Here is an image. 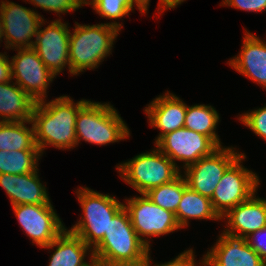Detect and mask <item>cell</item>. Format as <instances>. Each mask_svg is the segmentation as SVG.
<instances>
[{
  "mask_svg": "<svg viewBox=\"0 0 266 266\" xmlns=\"http://www.w3.org/2000/svg\"><path fill=\"white\" fill-rule=\"evenodd\" d=\"M89 100L74 102L69 96H60L46 102H36L32 112L35 143L43 154L45 147L70 149L77 146L75 124L78 111Z\"/></svg>",
  "mask_w": 266,
  "mask_h": 266,
  "instance_id": "6da1fadb",
  "label": "cell"
},
{
  "mask_svg": "<svg viewBox=\"0 0 266 266\" xmlns=\"http://www.w3.org/2000/svg\"><path fill=\"white\" fill-rule=\"evenodd\" d=\"M96 266H151L150 248L138 237L123 207L92 249Z\"/></svg>",
  "mask_w": 266,
  "mask_h": 266,
  "instance_id": "7a4b0ae2",
  "label": "cell"
},
{
  "mask_svg": "<svg viewBox=\"0 0 266 266\" xmlns=\"http://www.w3.org/2000/svg\"><path fill=\"white\" fill-rule=\"evenodd\" d=\"M75 23L74 32H70L69 39L71 75L98 68L100 62L112 52L113 42L123 27L116 21L96 25Z\"/></svg>",
  "mask_w": 266,
  "mask_h": 266,
  "instance_id": "3957f363",
  "label": "cell"
},
{
  "mask_svg": "<svg viewBox=\"0 0 266 266\" xmlns=\"http://www.w3.org/2000/svg\"><path fill=\"white\" fill-rule=\"evenodd\" d=\"M75 131L77 145L81 139L102 146L130 136V129L111 104L93 101L78 111Z\"/></svg>",
  "mask_w": 266,
  "mask_h": 266,
  "instance_id": "277c9868",
  "label": "cell"
},
{
  "mask_svg": "<svg viewBox=\"0 0 266 266\" xmlns=\"http://www.w3.org/2000/svg\"><path fill=\"white\" fill-rule=\"evenodd\" d=\"M76 194L84 214L69 231L93 249L103 239L110 221L124 207V203L88 187L78 188Z\"/></svg>",
  "mask_w": 266,
  "mask_h": 266,
  "instance_id": "5b68a950",
  "label": "cell"
},
{
  "mask_svg": "<svg viewBox=\"0 0 266 266\" xmlns=\"http://www.w3.org/2000/svg\"><path fill=\"white\" fill-rule=\"evenodd\" d=\"M120 177L140 194L174 180L181 171L157 147L117 165Z\"/></svg>",
  "mask_w": 266,
  "mask_h": 266,
  "instance_id": "8992f818",
  "label": "cell"
},
{
  "mask_svg": "<svg viewBox=\"0 0 266 266\" xmlns=\"http://www.w3.org/2000/svg\"><path fill=\"white\" fill-rule=\"evenodd\" d=\"M242 154L224 173L211 199L213 209L222 218L230 209L249 199L260 185L259 177L241 163Z\"/></svg>",
  "mask_w": 266,
  "mask_h": 266,
  "instance_id": "52a82bcc",
  "label": "cell"
},
{
  "mask_svg": "<svg viewBox=\"0 0 266 266\" xmlns=\"http://www.w3.org/2000/svg\"><path fill=\"white\" fill-rule=\"evenodd\" d=\"M125 200L127 203L123 205L129 214L132 226L147 247L150 248L149 237L161 236L181 229L172 211L154 204L145 194Z\"/></svg>",
  "mask_w": 266,
  "mask_h": 266,
  "instance_id": "ba28073f",
  "label": "cell"
},
{
  "mask_svg": "<svg viewBox=\"0 0 266 266\" xmlns=\"http://www.w3.org/2000/svg\"><path fill=\"white\" fill-rule=\"evenodd\" d=\"M234 147L221 146L212 154L189 165L182 175L189 188L211 198L226 170L242 155Z\"/></svg>",
  "mask_w": 266,
  "mask_h": 266,
  "instance_id": "9c48e42d",
  "label": "cell"
},
{
  "mask_svg": "<svg viewBox=\"0 0 266 266\" xmlns=\"http://www.w3.org/2000/svg\"><path fill=\"white\" fill-rule=\"evenodd\" d=\"M16 50L17 54L10 60L12 80L35 102L46 100V91L56 75L44 65L32 47Z\"/></svg>",
  "mask_w": 266,
  "mask_h": 266,
  "instance_id": "30bf717a",
  "label": "cell"
},
{
  "mask_svg": "<svg viewBox=\"0 0 266 266\" xmlns=\"http://www.w3.org/2000/svg\"><path fill=\"white\" fill-rule=\"evenodd\" d=\"M155 145L173 161L179 170L176 160L184 163V169L219 148L210 137L185 127L165 134Z\"/></svg>",
  "mask_w": 266,
  "mask_h": 266,
  "instance_id": "8fae6325",
  "label": "cell"
},
{
  "mask_svg": "<svg viewBox=\"0 0 266 266\" xmlns=\"http://www.w3.org/2000/svg\"><path fill=\"white\" fill-rule=\"evenodd\" d=\"M0 16L3 24V38L7 49L31 48L39 27L44 20L36 11L14 2L1 1ZM32 38V39H31Z\"/></svg>",
  "mask_w": 266,
  "mask_h": 266,
  "instance_id": "7c38bea8",
  "label": "cell"
},
{
  "mask_svg": "<svg viewBox=\"0 0 266 266\" xmlns=\"http://www.w3.org/2000/svg\"><path fill=\"white\" fill-rule=\"evenodd\" d=\"M12 208L32 243L41 248L49 245L66 229L52 205L26 204Z\"/></svg>",
  "mask_w": 266,
  "mask_h": 266,
  "instance_id": "4fadbf2b",
  "label": "cell"
},
{
  "mask_svg": "<svg viewBox=\"0 0 266 266\" xmlns=\"http://www.w3.org/2000/svg\"><path fill=\"white\" fill-rule=\"evenodd\" d=\"M42 21L37 32L33 49L36 51L44 65L56 76L68 66L69 60V39L70 29L68 23L61 22V19L51 21L47 27H43Z\"/></svg>",
  "mask_w": 266,
  "mask_h": 266,
  "instance_id": "5bb4252c",
  "label": "cell"
},
{
  "mask_svg": "<svg viewBox=\"0 0 266 266\" xmlns=\"http://www.w3.org/2000/svg\"><path fill=\"white\" fill-rule=\"evenodd\" d=\"M200 262L202 266H266V262L246 241V237L223 230L212 249Z\"/></svg>",
  "mask_w": 266,
  "mask_h": 266,
  "instance_id": "9a60e30c",
  "label": "cell"
},
{
  "mask_svg": "<svg viewBox=\"0 0 266 266\" xmlns=\"http://www.w3.org/2000/svg\"><path fill=\"white\" fill-rule=\"evenodd\" d=\"M144 109L150 126L161 131L154 143L165 134L184 127L187 105L169 91L153 99Z\"/></svg>",
  "mask_w": 266,
  "mask_h": 266,
  "instance_id": "2e32d148",
  "label": "cell"
},
{
  "mask_svg": "<svg viewBox=\"0 0 266 266\" xmlns=\"http://www.w3.org/2000/svg\"><path fill=\"white\" fill-rule=\"evenodd\" d=\"M38 170L20 175L0 174V186L10 198L12 206L52 205L45 185L40 182Z\"/></svg>",
  "mask_w": 266,
  "mask_h": 266,
  "instance_id": "e0dca14e",
  "label": "cell"
},
{
  "mask_svg": "<svg viewBox=\"0 0 266 266\" xmlns=\"http://www.w3.org/2000/svg\"><path fill=\"white\" fill-rule=\"evenodd\" d=\"M240 53L228 63L238 73L266 89V42L246 30Z\"/></svg>",
  "mask_w": 266,
  "mask_h": 266,
  "instance_id": "ac0fdd59",
  "label": "cell"
},
{
  "mask_svg": "<svg viewBox=\"0 0 266 266\" xmlns=\"http://www.w3.org/2000/svg\"><path fill=\"white\" fill-rule=\"evenodd\" d=\"M227 219L224 231L242 237L266 227V199L255 193L246 201L230 209L222 220Z\"/></svg>",
  "mask_w": 266,
  "mask_h": 266,
  "instance_id": "d6986e66",
  "label": "cell"
},
{
  "mask_svg": "<svg viewBox=\"0 0 266 266\" xmlns=\"http://www.w3.org/2000/svg\"><path fill=\"white\" fill-rule=\"evenodd\" d=\"M42 248H55L48 266H96L92 248L67 228L49 245ZM87 254H90L91 263L85 261Z\"/></svg>",
  "mask_w": 266,
  "mask_h": 266,
  "instance_id": "ffe728a7",
  "label": "cell"
},
{
  "mask_svg": "<svg viewBox=\"0 0 266 266\" xmlns=\"http://www.w3.org/2000/svg\"><path fill=\"white\" fill-rule=\"evenodd\" d=\"M13 81L0 83V121H30L36 102Z\"/></svg>",
  "mask_w": 266,
  "mask_h": 266,
  "instance_id": "44dd1931",
  "label": "cell"
},
{
  "mask_svg": "<svg viewBox=\"0 0 266 266\" xmlns=\"http://www.w3.org/2000/svg\"><path fill=\"white\" fill-rule=\"evenodd\" d=\"M175 217L180 228L189 226V219L221 220L213 209L211 199L195 192L188 186L184 188L182 199L178 205Z\"/></svg>",
  "mask_w": 266,
  "mask_h": 266,
  "instance_id": "7402d4cb",
  "label": "cell"
},
{
  "mask_svg": "<svg viewBox=\"0 0 266 266\" xmlns=\"http://www.w3.org/2000/svg\"><path fill=\"white\" fill-rule=\"evenodd\" d=\"M25 123L32 124V121H0V151L39 150L33 124L29 128Z\"/></svg>",
  "mask_w": 266,
  "mask_h": 266,
  "instance_id": "603a6c76",
  "label": "cell"
},
{
  "mask_svg": "<svg viewBox=\"0 0 266 266\" xmlns=\"http://www.w3.org/2000/svg\"><path fill=\"white\" fill-rule=\"evenodd\" d=\"M219 120V113L211 105H187L184 127L210 137L219 147H221L222 145L219 135L216 133V127Z\"/></svg>",
  "mask_w": 266,
  "mask_h": 266,
  "instance_id": "cb8c5ba5",
  "label": "cell"
},
{
  "mask_svg": "<svg viewBox=\"0 0 266 266\" xmlns=\"http://www.w3.org/2000/svg\"><path fill=\"white\" fill-rule=\"evenodd\" d=\"M40 150L0 151V174H28L38 169Z\"/></svg>",
  "mask_w": 266,
  "mask_h": 266,
  "instance_id": "d4e9b609",
  "label": "cell"
},
{
  "mask_svg": "<svg viewBox=\"0 0 266 266\" xmlns=\"http://www.w3.org/2000/svg\"><path fill=\"white\" fill-rule=\"evenodd\" d=\"M187 186L186 181L180 173L171 182L151 189L145 195L154 204L159 207L172 211L174 214L177 211L180 200L183 196L184 188Z\"/></svg>",
  "mask_w": 266,
  "mask_h": 266,
  "instance_id": "484cf974",
  "label": "cell"
},
{
  "mask_svg": "<svg viewBox=\"0 0 266 266\" xmlns=\"http://www.w3.org/2000/svg\"><path fill=\"white\" fill-rule=\"evenodd\" d=\"M85 5H92L101 17L112 20L124 18L133 11L128 0H85Z\"/></svg>",
  "mask_w": 266,
  "mask_h": 266,
  "instance_id": "4316f807",
  "label": "cell"
},
{
  "mask_svg": "<svg viewBox=\"0 0 266 266\" xmlns=\"http://www.w3.org/2000/svg\"><path fill=\"white\" fill-rule=\"evenodd\" d=\"M35 7H40L46 11L64 14L76 11L85 5V0H27Z\"/></svg>",
  "mask_w": 266,
  "mask_h": 266,
  "instance_id": "83f0119b",
  "label": "cell"
},
{
  "mask_svg": "<svg viewBox=\"0 0 266 266\" xmlns=\"http://www.w3.org/2000/svg\"><path fill=\"white\" fill-rule=\"evenodd\" d=\"M238 119L266 141V106L243 113Z\"/></svg>",
  "mask_w": 266,
  "mask_h": 266,
  "instance_id": "f1b7e54d",
  "label": "cell"
},
{
  "mask_svg": "<svg viewBox=\"0 0 266 266\" xmlns=\"http://www.w3.org/2000/svg\"><path fill=\"white\" fill-rule=\"evenodd\" d=\"M222 4L249 12H263L266 10V0H222Z\"/></svg>",
  "mask_w": 266,
  "mask_h": 266,
  "instance_id": "f546056e",
  "label": "cell"
},
{
  "mask_svg": "<svg viewBox=\"0 0 266 266\" xmlns=\"http://www.w3.org/2000/svg\"><path fill=\"white\" fill-rule=\"evenodd\" d=\"M246 241L251 248L266 262V227L251 233Z\"/></svg>",
  "mask_w": 266,
  "mask_h": 266,
  "instance_id": "4dcf8cb0",
  "label": "cell"
},
{
  "mask_svg": "<svg viewBox=\"0 0 266 266\" xmlns=\"http://www.w3.org/2000/svg\"><path fill=\"white\" fill-rule=\"evenodd\" d=\"M195 254L193 249L184 250L176 258L162 264H154V266H196ZM198 266V265H197Z\"/></svg>",
  "mask_w": 266,
  "mask_h": 266,
  "instance_id": "1f68e13d",
  "label": "cell"
},
{
  "mask_svg": "<svg viewBox=\"0 0 266 266\" xmlns=\"http://www.w3.org/2000/svg\"><path fill=\"white\" fill-rule=\"evenodd\" d=\"M12 81L11 61L8 56L0 53V83Z\"/></svg>",
  "mask_w": 266,
  "mask_h": 266,
  "instance_id": "d6a6232c",
  "label": "cell"
},
{
  "mask_svg": "<svg viewBox=\"0 0 266 266\" xmlns=\"http://www.w3.org/2000/svg\"><path fill=\"white\" fill-rule=\"evenodd\" d=\"M186 0H159L158 2V13H163L167 9H173L177 5L182 4Z\"/></svg>",
  "mask_w": 266,
  "mask_h": 266,
  "instance_id": "836d02e7",
  "label": "cell"
},
{
  "mask_svg": "<svg viewBox=\"0 0 266 266\" xmlns=\"http://www.w3.org/2000/svg\"><path fill=\"white\" fill-rule=\"evenodd\" d=\"M128 2L132 10L134 9V4H136V7L141 14L147 13V10L150 5V0H128Z\"/></svg>",
  "mask_w": 266,
  "mask_h": 266,
  "instance_id": "e575fe53",
  "label": "cell"
},
{
  "mask_svg": "<svg viewBox=\"0 0 266 266\" xmlns=\"http://www.w3.org/2000/svg\"><path fill=\"white\" fill-rule=\"evenodd\" d=\"M3 38V24H2V19H1V16H0V41L2 42Z\"/></svg>",
  "mask_w": 266,
  "mask_h": 266,
  "instance_id": "d590c367",
  "label": "cell"
}]
</instances>
